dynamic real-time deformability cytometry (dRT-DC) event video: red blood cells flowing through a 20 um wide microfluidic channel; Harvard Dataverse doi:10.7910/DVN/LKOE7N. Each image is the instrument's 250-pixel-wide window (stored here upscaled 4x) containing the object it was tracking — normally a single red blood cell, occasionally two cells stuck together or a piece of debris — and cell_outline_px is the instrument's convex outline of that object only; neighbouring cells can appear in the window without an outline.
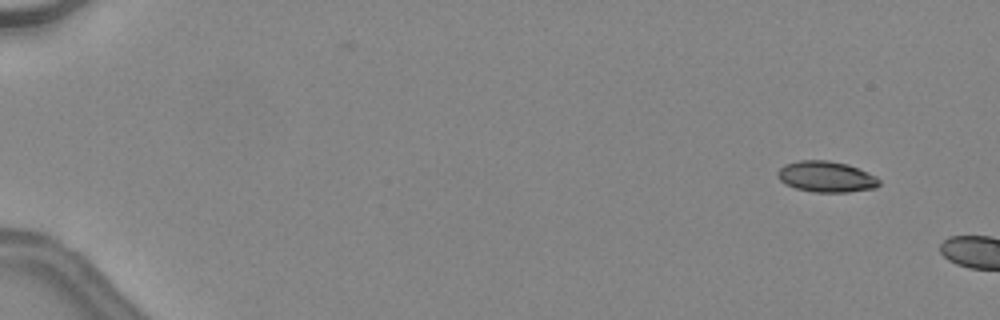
{"species": "common noctule bat (a hibernating species)", "species_latin": "Nyctalus noctula", "temperature_condition": "warm", "stored_images_in_passage": 8, "camera_frame_rate_fps": 3000, "um_per_image_px": 0.085, "animal": {"sex": "female", "body_mass_g": 24.6, "forearm_length_mm": 56.2}, "frame": {"image": 1, "passage_image": 5, "time_ms": 1.333, "image_size_px": [1000, 320], "cell_outline_px": [[880, 184], [876, 188], [848, 192], [812, 192], [796, 188], [784, 184], [780, 180], [776, 172], [784, 164], [800, 160], [828, 160], [848, 164], [876, 176], [880, 180]], "centroid_in_image_um": [70.22, 15.02], "position_along_channel_um": 14.8, "area_um2": 18.44}}